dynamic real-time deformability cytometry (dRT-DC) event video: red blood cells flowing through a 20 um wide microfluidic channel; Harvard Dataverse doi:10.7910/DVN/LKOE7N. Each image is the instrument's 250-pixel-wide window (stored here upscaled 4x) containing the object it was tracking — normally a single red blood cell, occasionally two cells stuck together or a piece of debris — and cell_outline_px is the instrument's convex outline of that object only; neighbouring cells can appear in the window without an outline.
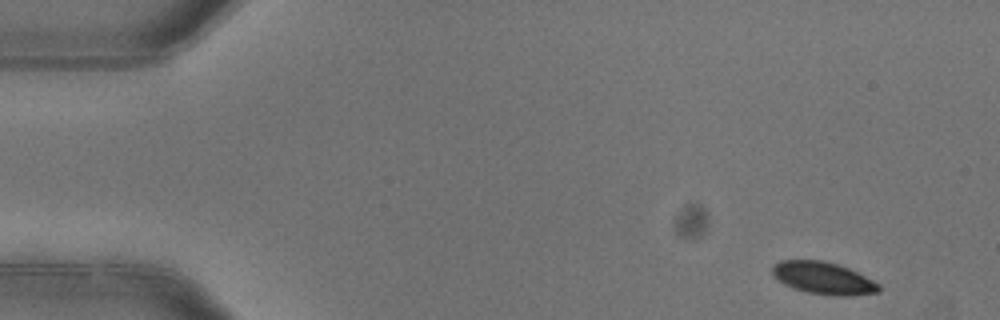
{"species": "common noctule bat (a hibernating species)", "species_latin": "Nyctalus noctula", "temperature_condition": "warm", "stored_images_in_passage": 4, "camera_frame_rate_fps": 3000, "um_per_image_px": 0.085, "animal": {"sex": "female"}, "frame": {"image": 1, "passage_image": 1, "time_ms": 0.0, "image_size_px": [1000, 320], "cell_outline_px": [[880, 292], [848, 296], [832, 296], [808, 292], [792, 288], [784, 284], [772, 276], [772, 264], [780, 260], [824, 260], [848, 268], [880, 284]], "centroid_in_image_um": [69.94, 23.64], "position_along_channel_um": 15.1, "area_um2": 20.11}}
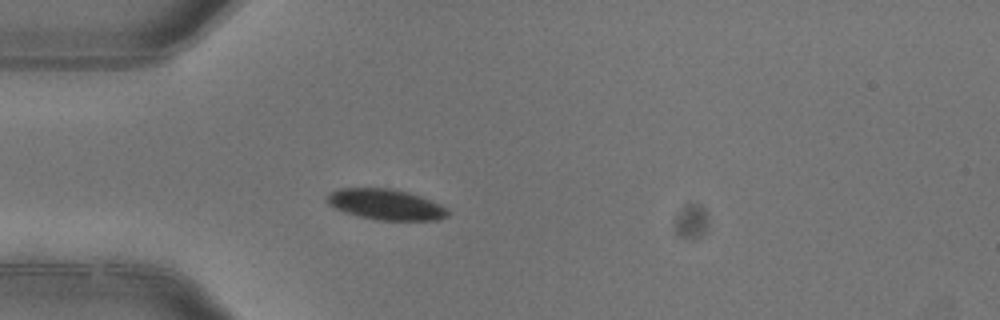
{"frame": {"image": 2, "passage_image": 4, "time_ms": 1.0, "image_size_px": [1000, 320], "cell_outline_px": [[448, 216], [436, 220], [376, 220], [344, 212], [328, 204], [324, 200], [324, 196], [328, 192], [340, 188], [388, 188], [408, 192], [420, 196], [440, 204], [448, 212]], "centroid_in_image_um": [32.71, 17.37], "position_along_channel_um": 52.3, "area_um2": 21.62}}